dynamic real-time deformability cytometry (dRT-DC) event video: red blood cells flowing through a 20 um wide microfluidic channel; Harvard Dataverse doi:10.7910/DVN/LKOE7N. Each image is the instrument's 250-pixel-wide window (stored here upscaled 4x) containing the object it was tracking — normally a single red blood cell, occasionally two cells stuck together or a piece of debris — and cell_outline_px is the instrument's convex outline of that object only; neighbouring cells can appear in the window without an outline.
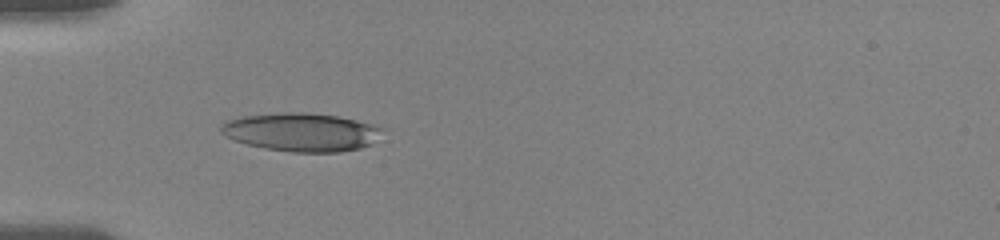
{"species": "human", "species_latin": "Homo sapiens", "temperature_condition": "room temperature", "stored_images_in_passage": 21, "camera_frame_rate_fps": 3000, "um_per_image_px": 0.085, "donor": {"sex": "female"}, "frame": {"image": 1, "passage_image": 2, "time_ms": 1.0, "image_size_px": [1000, 240], "cell_outline_px": [[388, 128], [372, 144], [360, 148], [340, 152], [292, 152], [264, 148], [248, 144], [224, 136], [220, 132], [220, 124], [224, 120], [244, 116], [280, 112], [308, 112], [336, 116], [376, 124]], "centroid_in_image_um": [25.66, 11.22], "position_along_channel_um": 59.3, "area_um2": 36.59}}
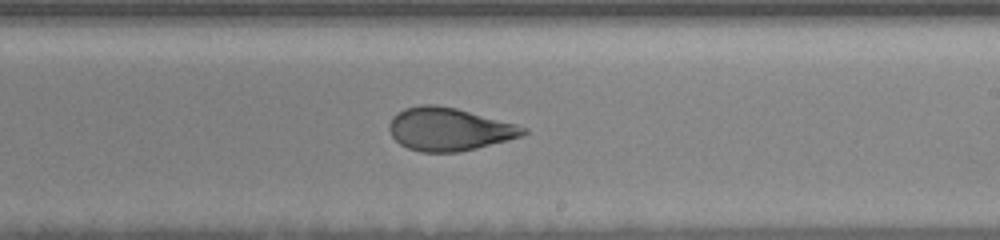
{"frame": {"image": 2, "passage_image": 9, "time_ms": 6.333, "image_size_px": [1000, 240], "cell_outline_px": [[528, 132], [524, 136], [460, 152], [420, 152], [408, 148], [400, 144], [392, 136], [388, 128], [388, 124], [392, 116], [396, 112], [404, 108], [420, 104], [436, 104], [456, 108], [516, 124], [528, 128]], "centroid_in_image_um": [38.15, 10.97], "position_along_channel_um": 250.8, "area_um2": 33.81}}
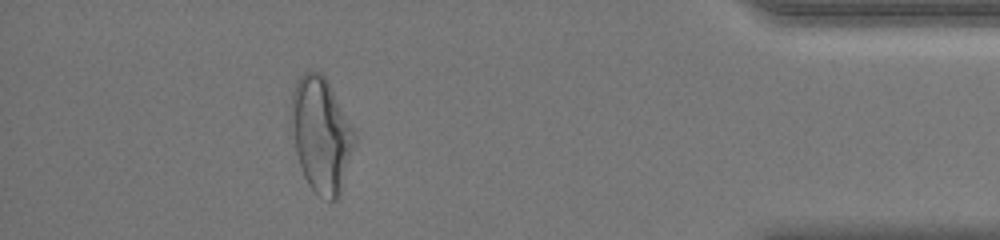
{"frame": {"image": 3, "passage_image": 18, "time_ms": 11.667, "image_size_px": [1000, 240], "cell_outline_px": [[356, 144], [340, 196], [336, 200], [328, 200], [320, 196], [308, 184], [304, 176], [296, 152], [288, 124], [288, 120], [292, 88], [296, 80], [304, 72], [320, 72], [328, 80], [356, 128]], "centroid_in_image_um": [27.3, 11.41], "position_along_channel_um": 407.9, "area_um2": 43.93}, "authors_computed_cell_mechanics": {"area_um2": 34.9112, "velocity_mm_per_s": 3.7047, "shape_relaxation_time_tau1_ms": 4.4343, "shape_relaxation_time_tau2_ms": 1.5351, "deformation_change_tau1": 0.152, "deformation_change_tau2": 0.0763}}